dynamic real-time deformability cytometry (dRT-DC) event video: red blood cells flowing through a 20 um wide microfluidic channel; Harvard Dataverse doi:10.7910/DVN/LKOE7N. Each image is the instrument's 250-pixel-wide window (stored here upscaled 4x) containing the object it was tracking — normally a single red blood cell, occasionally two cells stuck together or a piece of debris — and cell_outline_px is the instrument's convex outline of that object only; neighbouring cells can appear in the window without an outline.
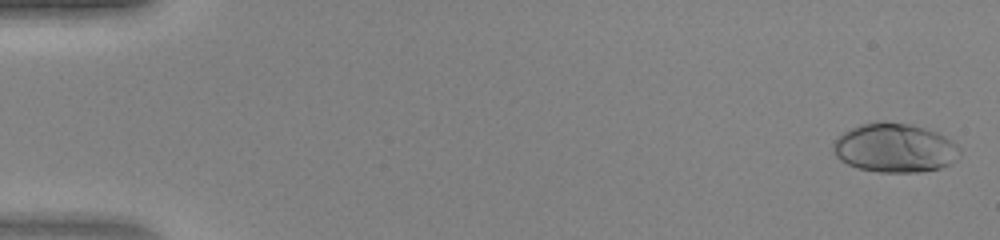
{"species": "human", "species_latin": "Homo sapiens", "temperature_condition": "warm", "stored_images_in_passage": 47, "camera_frame_rate_fps": 3000, "um_per_image_px": 0.085, "donor": {"sex": "female"}, "frame": {"image": 1, "passage_image": 1, "time_ms": 0.0, "image_size_px": [1000, 240], "cell_outline_px": [[960, 156], [952, 164], [940, 168], [920, 172], [876, 172], [860, 168], [848, 164], [840, 160], [836, 156], [832, 148], [832, 144], [844, 132], [860, 124], [876, 120], [884, 120], [912, 124], [936, 132], [952, 140], [960, 148]], "centroid_in_image_um": [76.07, 12.56], "position_along_channel_um": 8.9, "area_um2": 36.53}}
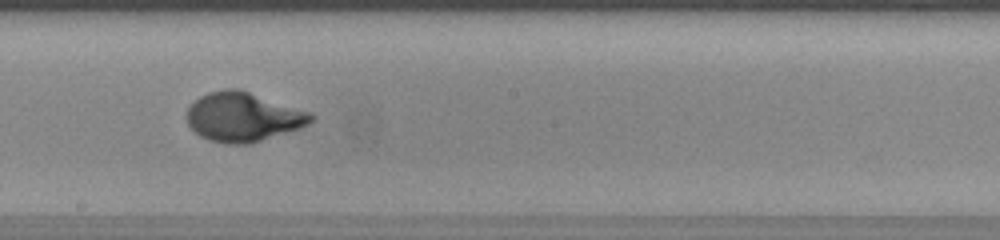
{"frame": {"image": 2, "passage_image": 27, "time_ms": 8.667, "image_size_px": [1000, 240], "cell_outline_px": [[316, 116], [308, 124], [300, 128], [248, 144], [224, 144], [208, 140], [200, 136], [188, 124], [188, 108], [200, 96], [208, 92], [224, 88], [236, 88], [312, 112]], "centroid_in_image_um": [20.67, 9.94], "position_along_channel_um": 227.5, "area_um2": 35.43}}
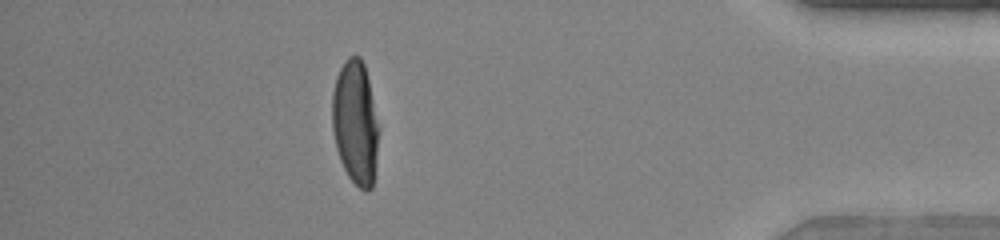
{"frame": {"image": 3, "passage_image": 42, "time_ms": 13.667, "image_size_px": [1000, 240], "cell_outline_px": [[380, 128], [372, 188], [364, 192], [348, 176], [340, 160], [336, 148], [332, 128], [332, 92], [336, 76], [344, 60], [348, 56], [360, 56], [364, 64]], "centroid_in_image_um": [30.2, 10.41], "position_along_channel_um": 405.0, "area_um2": 33.81}}